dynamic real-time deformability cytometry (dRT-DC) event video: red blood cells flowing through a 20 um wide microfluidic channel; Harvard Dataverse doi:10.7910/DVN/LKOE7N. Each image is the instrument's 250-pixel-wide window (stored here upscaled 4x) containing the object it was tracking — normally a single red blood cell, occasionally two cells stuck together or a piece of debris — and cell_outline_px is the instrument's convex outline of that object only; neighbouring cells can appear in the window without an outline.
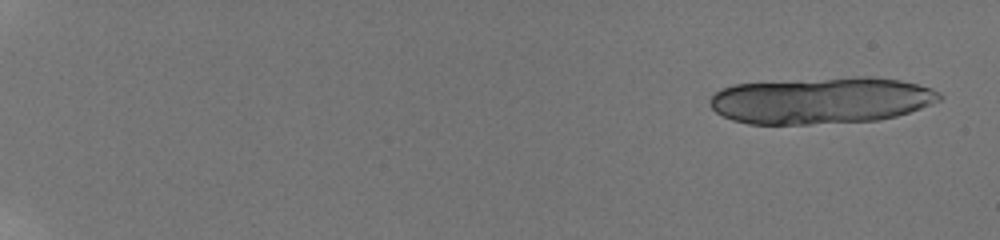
{"species": "human", "species_latin": "Homo sapiens", "temperature_condition": "room temperature", "stored_images_in_passage": 14, "camera_frame_rate_fps": 3000, "um_per_image_px": 0.085, "donor": {"sex": "male"}, "frame": {"image": 1, "passage_image": 1, "time_ms": 0.0, "image_size_px": [1000, 240], "cell_outline_px": [[944, 96], [940, 100], [932, 104], [896, 116], [880, 120], [808, 124], [748, 124], [732, 120], [716, 112], [708, 104], [708, 100], [716, 92], [732, 84], [856, 76], [872, 76], [900, 80], [932, 88], [940, 92]], "centroid_in_image_um": [69.81, 8.53], "position_along_channel_um": 15.2, "area_um2": 62.66}}
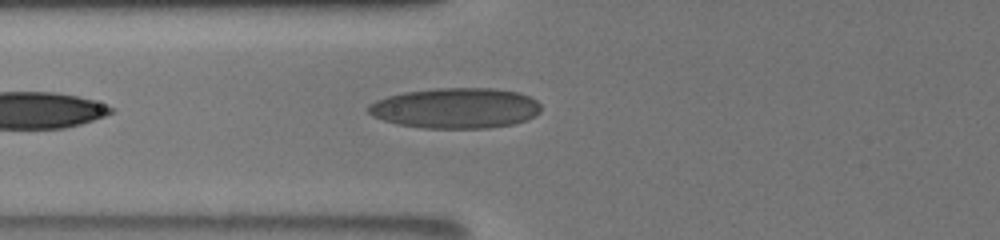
{"frame": {"image": 2, "passage_image": 14, "time_ms": 7.667, "image_size_px": [1000, 240], "cell_outline_px": [[540, 112], [524, 120], [512, 124], [488, 128], [424, 128], [396, 124], [372, 116], [368, 112], [368, 104], [376, 100], [388, 96], [404, 92], [432, 88], [496, 88], [520, 92], [536, 100], [540, 104]], "centroid_in_image_um": [38.71, 9.18], "position_along_channel_um": 87.1, "area_um2": 40.81}}